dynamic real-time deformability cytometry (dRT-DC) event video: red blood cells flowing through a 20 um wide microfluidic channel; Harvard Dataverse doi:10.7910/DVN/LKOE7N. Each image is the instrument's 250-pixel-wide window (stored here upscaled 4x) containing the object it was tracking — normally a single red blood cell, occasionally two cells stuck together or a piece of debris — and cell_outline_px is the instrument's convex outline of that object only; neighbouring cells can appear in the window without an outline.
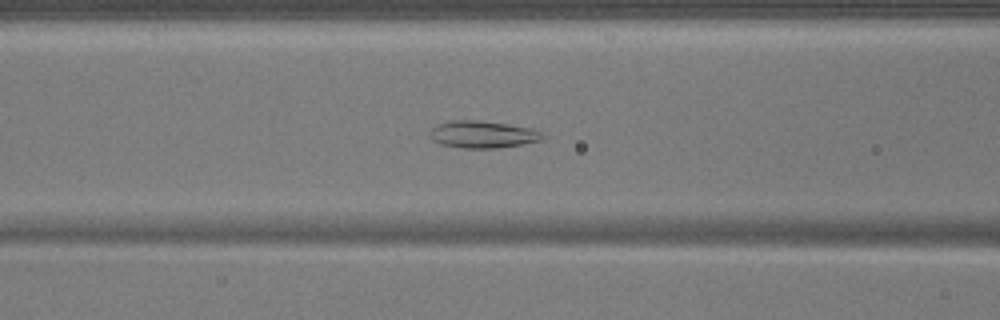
{"species": "common noctule bat (a hibernating species)", "species_latin": "Nyctalus noctula", "temperature_condition": "warm", "stored_images_in_passage": 52, "camera_frame_rate_fps": 3000, "um_per_image_px": 0.085, "animal": {"sex": "male", "body_mass_g": 17.9}, "frame": {"image": 1, "passage_image": 22, "time_ms": 7.0, "image_size_px": [1000, 320], "cell_outline_px": [[548, 136], [540, 140], [524, 144], [500, 148], [464, 148], [440, 144], [432, 140], [428, 136], [428, 132], [436, 124], [452, 120], [480, 120], [528, 128], [540, 132]], "centroid_in_image_um": [40.97, 11.43], "position_along_channel_um": 125.6, "area_um2": 17.92}}
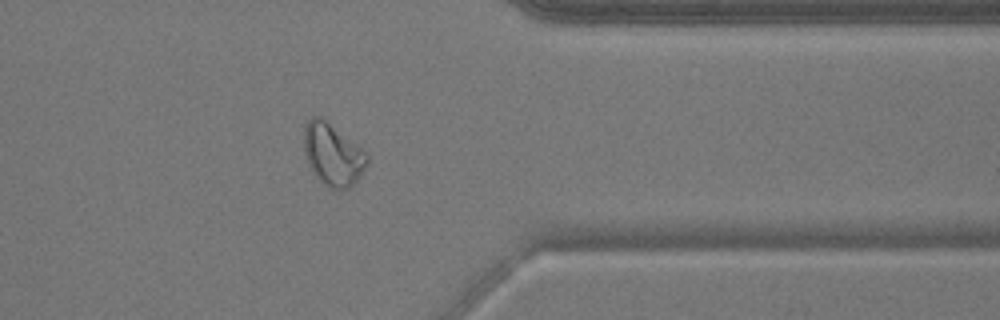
{"frame": {"image": 2, "passage_image": 42, "time_ms": 13.667, "image_size_px": [1000, 320], "cell_outline_px": [[368, 160], [360, 176], [348, 188], [332, 188], [324, 184], [316, 176], [308, 164], [304, 152], [304, 128], [308, 120], [312, 116], [320, 116], [356, 144], [368, 156]], "centroid_in_image_um": [28.25, 13.12], "position_along_channel_um": 383.2, "area_um2": 22.25}}
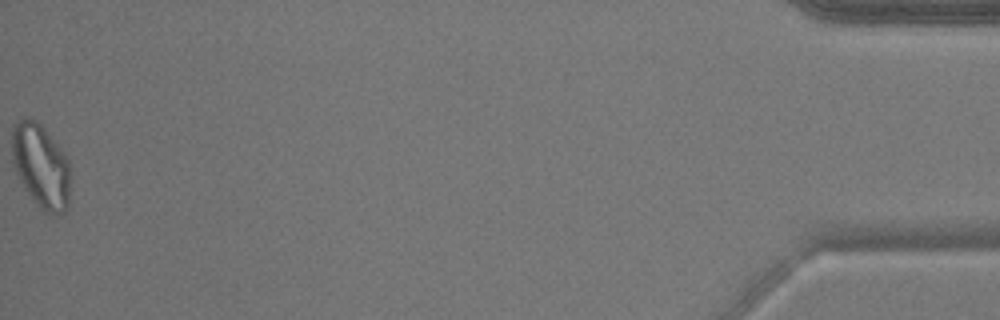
{"frame": {"image": 3, "passage_image": 52, "time_ms": 17.0, "image_size_px": [1000, 320], "cell_outline_px": [[68, 204], [64, 212], [44, 212], [32, 200], [24, 188], [12, 164], [12, 124], [20, 120], [36, 120], [40, 124], [56, 144], [68, 160]], "centroid_in_image_um": [3.42, 14.11], "position_along_channel_um": 431.8, "area_um2": 27.86}}